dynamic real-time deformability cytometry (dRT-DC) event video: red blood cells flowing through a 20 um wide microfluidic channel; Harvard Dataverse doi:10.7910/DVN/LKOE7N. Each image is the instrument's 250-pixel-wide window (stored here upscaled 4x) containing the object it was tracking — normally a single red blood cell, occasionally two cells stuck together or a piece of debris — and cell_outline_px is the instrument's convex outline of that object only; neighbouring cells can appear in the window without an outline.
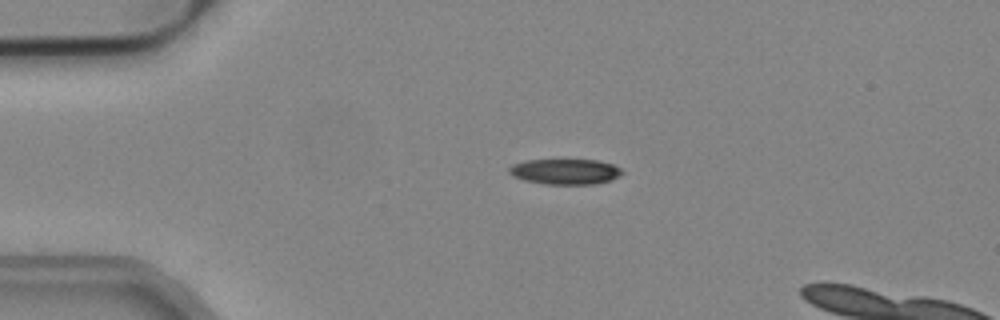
{"species": "common noctule bat (a hibernating species)", "species_latin": "Nyctalus noctula", "temperature_condition": "cold", "stored_images_in_passage": 40, "camera_frame_rate_fps": 3000, "um_per_image_px": 0.085, "animal": {"sex": "male", "body_mass_g": 19.2, "forearm_length_mm": 51.8}, "frame": {"image": 1, "passage_image": 1, "time_ms": 0.0, "image_size_px": [1000, 320], "cell_outline_px": [[624, 172], [620, 176], [612, 180], [596, 184], [544, 184], [524, 180], [512, 176], [508, 172], [508, 168], [512, 164], [524, 160], [596, 160], [612, 164], [620, 168]], "centroid_in_image_um": [48.03, 14.59], "position_along_channel_um": 37.0, "area_um2": 16.94}}
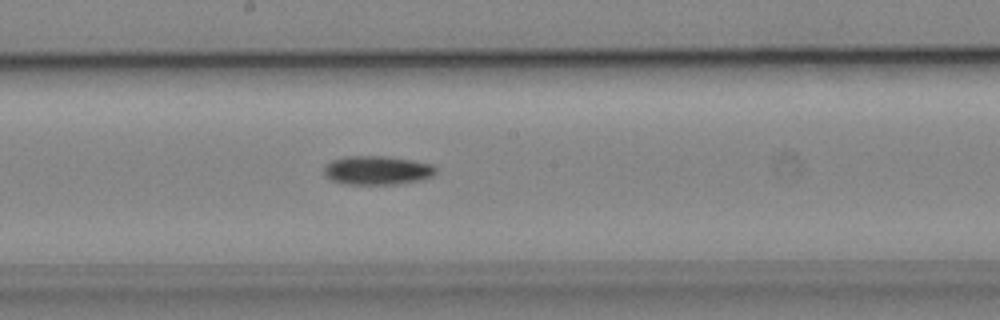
{"frame": {"image": 2, "passage_image": 18, "time_ms": 5.667, "image_size_px": [1000, 320], "cell_outline_px": [[436, 172], [432, 176], [416, 180], [396, 184], [348, 184], [332, 180], [324, 176], [324, 164], [332, 160], [344, 156], [388, 156], [412, 160], [432, 164], [436, 168]], "centroid_in_image_um": [32.02, 14.46], "position_along_channel_um": 216.2, "area_um2": 18.79}}
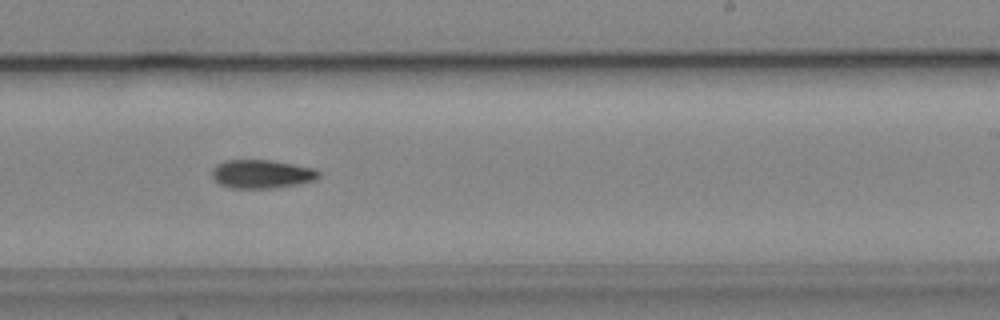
{"frame": {"image": 3, "passage_image": 22, "time_ms": 7.0, "image_size_px": [1000, 320], "cell_outline_px": [[320, 176], [316, 180], [296, 184], [272, 188], [232, 188], [220, 184], [212, 176], [212, 168], [216, 164], [224, 160], [272, 160], [316, 168], [320, 172]], "centroid_in_image_um": [22.26, 14.78], "position_along_channel_um": 266.7, "area_um2": 17.86}, "authors_computed_cell_mechanics": {"area_um2": 17.7446, "velocity_mm_per_s": 3.824, "shape_relaxation_time_tau1_ms": 10.0878, "shape_relaxation_time_tau2_ms": null, "deformation_change_tau1": 0.2151, "deformation_change_tau2": null}}